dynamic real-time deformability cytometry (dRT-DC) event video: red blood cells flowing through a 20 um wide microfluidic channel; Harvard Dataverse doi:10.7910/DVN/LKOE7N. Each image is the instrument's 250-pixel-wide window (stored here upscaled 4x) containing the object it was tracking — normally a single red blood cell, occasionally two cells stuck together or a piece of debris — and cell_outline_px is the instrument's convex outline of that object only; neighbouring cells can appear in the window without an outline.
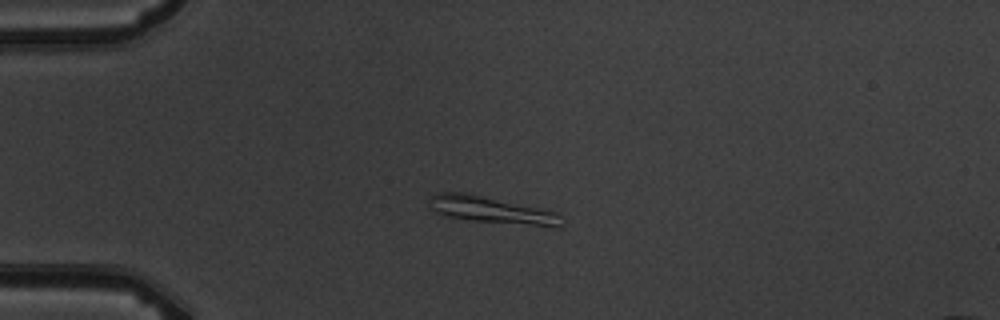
{"species": "common noctule bat (a hibernating species)", "species_latin": "Nyctalus noctula", "temperature_condition": "warm", "stored_images_in_passage": 4, "camera_frame_rate_fps": 3000, "um_per_image_px": 0.085, "animal": {"sex": "male", "body_mass_g": 19.5, "forearm_length_mm": 54.6}, "frame": {"image": 1, "passage_image": 3, "time_ms": 3.333, "image_size_px": [1000, 320], "cell_outline_px": [[564, 224], [560, 228], [468, 220], [444, 216], [436, 212], [432, 208], [428, 200], [428, 196], [436, 192], [468, 192], [560, 212], [564, 216]], "centroid_in_image_um": [41.87, 17.85], "position_along_channel_um": 43.1, "area_um2": 21.5}}